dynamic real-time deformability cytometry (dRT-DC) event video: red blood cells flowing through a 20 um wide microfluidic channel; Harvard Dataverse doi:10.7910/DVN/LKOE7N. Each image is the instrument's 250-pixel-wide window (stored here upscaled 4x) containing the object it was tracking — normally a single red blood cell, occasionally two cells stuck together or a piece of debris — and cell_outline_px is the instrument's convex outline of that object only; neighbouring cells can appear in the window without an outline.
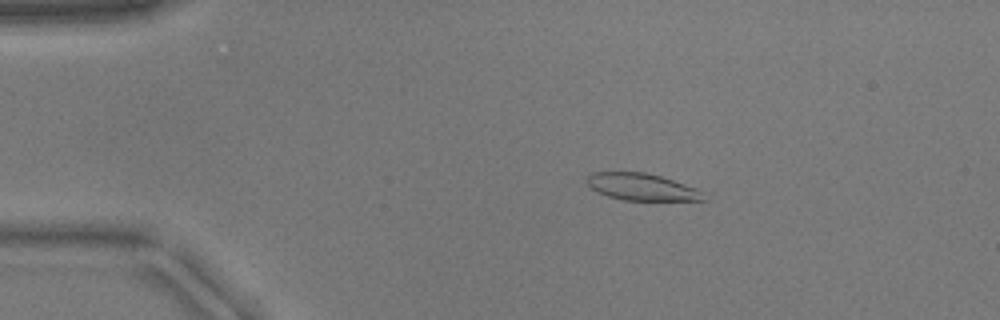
{"species": "common noctule bat (a hibernating species)", "species_latin": "Nyctalus noctula", "temperature_condition": "warm", "stored_images_in_passage": 43, "camera_frame_rate_fps": 3000, "um_per_image_px": 0.085, "animal": {"sex": "male", "body_mass_g": 17.9}, "frame": {"image": 1, "passage_image": 1, "time_ms": 0.0, "image_size_px": [1000, 320], "cell_outline_px": [[708, 200], [624, 200], [608, 196], [592, 188], [584, 180], [592, 172], [644, 172], [660, 176], [696, 188], [704, 192]], "centroid_in_image_um": [54.57, 15.89], "position_along_channel_um": 30.4, "area_um2": 18.21}}
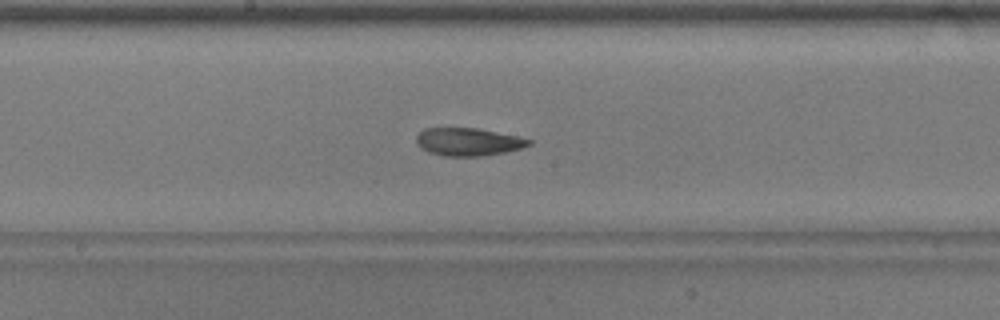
{"frame": {"image": 2, "passage_image": 19, "time_ms": 6.0, "image_size_px": [1000, 320], "cell_outline_px": [[532, 144], [520, 148], [504, 152], [484, 156], [444, 156], [428, 152], [420, 148], [416, 144], [416, 136], [424, 128], [476, 128], [516, 136], [532, 140]], "centroid_in_image_um": [39.75, 12.06], "position_along_channel_um": 208.4, "area_um2": 18.21}}
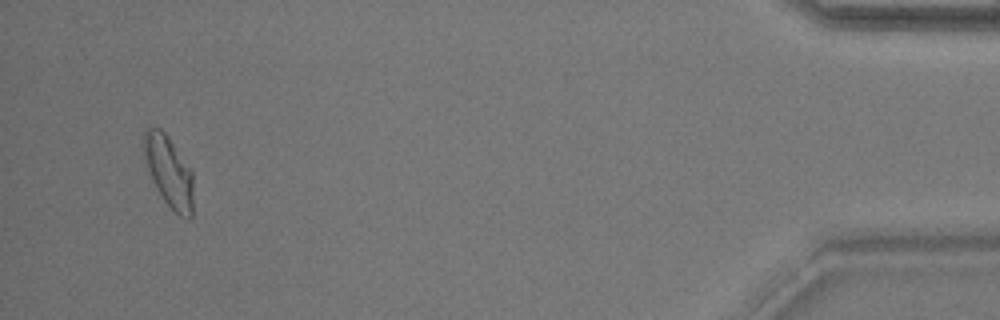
{"frame": {"image": 3, "passage_image": 41, "time_ms": 13.333, "image_size_px": [1000, 320], "cell_outline_px": [[192, 216], [188, 220], [180, 216], [164, 200], [156, 188], [152, 180], [144, 160], [144, 132], [148, 128], [160, 128], [164, 132], [192, 172]], "centroid_in_image_um": [14.34, 14.61], "position_along_channel_um": 420.9, "area_um2": 19.94}}